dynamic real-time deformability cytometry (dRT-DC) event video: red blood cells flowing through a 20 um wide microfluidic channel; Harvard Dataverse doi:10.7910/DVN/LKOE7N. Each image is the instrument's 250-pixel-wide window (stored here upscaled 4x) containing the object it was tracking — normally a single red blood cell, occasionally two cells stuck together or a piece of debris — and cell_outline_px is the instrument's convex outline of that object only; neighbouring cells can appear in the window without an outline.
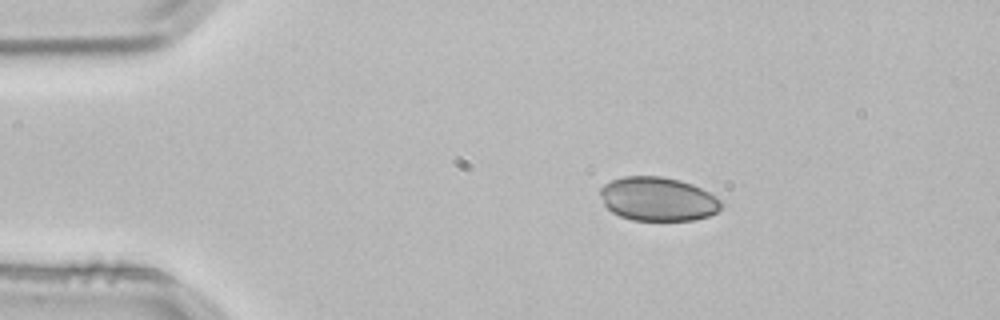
{"species": "common noctule bat (a hibernating species)", "species_latin": "Nyctalus noctula", "temperature_condition": "room temperature", "stored_images_in_passage": 2, "camera_frame_rate_fps": 3000, "um_per_image_px": 0.085, "animal": {"sex": "male", "body_mass_g": 21.5, "forearm_length_mm": 52.0}, "frame": {"image": 1, "passage_image": 1, "time_ms": 0.0, "image_size_px": [1000, 320], "cell_outline_px": [[720, 208], [716, 212], [708, 216], [692, 220], [632, 220], [620, 216], [612, 212], [604, 204], [600, 196], [600, 188], [604, 184], [612, 180], [624, 176], [660, 176], [680, 180], [692, 184], [708, 192], [720, 200]], "centroid_in_image_um": [55.88, 16.91], "position_along_channel_um": 29.1, "area_um2": 30.75}}